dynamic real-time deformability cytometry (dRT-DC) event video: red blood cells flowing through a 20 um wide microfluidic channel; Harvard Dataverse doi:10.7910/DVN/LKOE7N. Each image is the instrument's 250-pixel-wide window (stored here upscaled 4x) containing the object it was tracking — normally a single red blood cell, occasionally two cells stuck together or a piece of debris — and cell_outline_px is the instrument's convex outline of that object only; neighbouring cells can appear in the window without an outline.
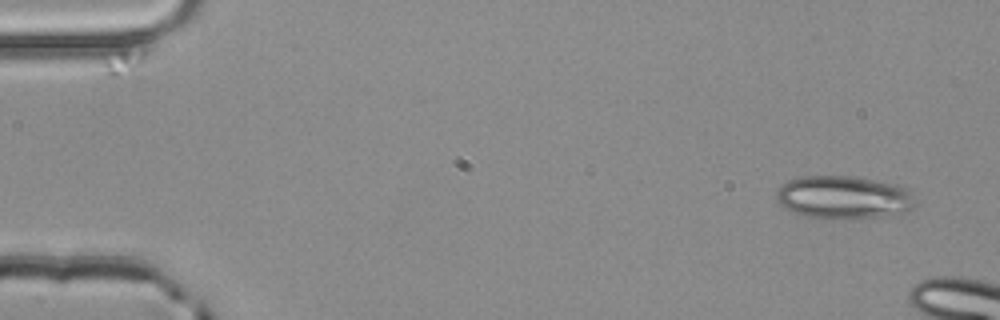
{"species": "common noctule bat (a hibernating species)", "species_latin": "Nyctalus noctula", "temperature_condition": "room temperature", "stored_images_in_passage": 14, "camera_frame_rate_fps": 3000, "um_per_image_px": 0.085, "animal": {"sex": "male", "body_mass_g": 20.4}, "frame": {"image": 1, "passage_image": 3, "time_ms": 0.667, "image_size_px": [1000, 320], "cell_outline_px": [[916, 204], [908, 212], [876, 216], [840, 220], [804, 216], [792, 212], [780, 204], [776, 200], [776, 192], [780, 184], [788, 180], [800, 176], [852, 176], [896, 184], [908, 188]], "centroid_in_image_um": [71.67, 16.77], "position_along_channel_um": 13.3, "area_um2": 35.14}}